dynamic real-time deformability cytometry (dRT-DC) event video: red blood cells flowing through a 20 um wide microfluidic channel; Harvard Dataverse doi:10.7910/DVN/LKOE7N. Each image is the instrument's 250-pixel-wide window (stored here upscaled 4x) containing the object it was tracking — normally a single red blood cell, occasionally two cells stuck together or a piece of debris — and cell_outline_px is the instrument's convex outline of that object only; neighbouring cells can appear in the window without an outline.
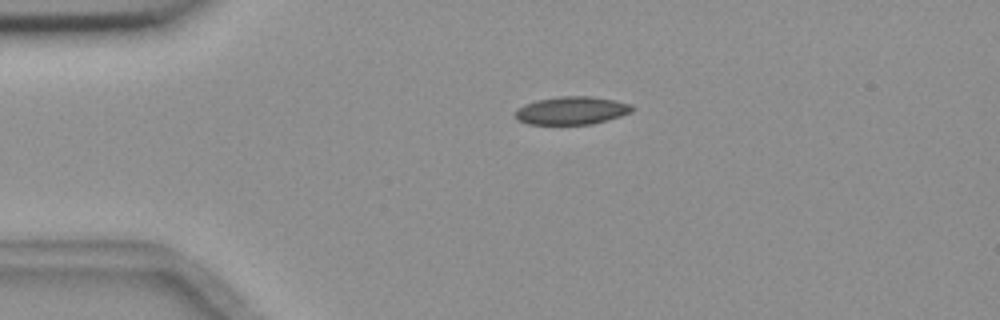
{"species": "common noctule bat (a hibernating species)", "species_latin": "Nyctalus noctula", "temperature_condition": "room temperature", "stored_images_in_passage": 2, "camera_frame_rate_fps": 3000, "um_per_image_px": 0.085, "animal": {"sex": "female", "body_mass_g": 18.4}, "frame": {"image": 1, "passage_image": 1, "time_ms": 0.0, "image_size_px": [1000, 320], "cell_outline_px": [[636, 108], [632, 112], [608, 120], [592, 124], [528, 124], [516, 120], [516, 108], [524, 104], [536, 100], [560, 96], [592, 96], [616, 100], [632, 104]], "centroid_in_image_um": [48.62, 9.39], "position_along_channel_um": 36.4, "area_um2": 19.31}}